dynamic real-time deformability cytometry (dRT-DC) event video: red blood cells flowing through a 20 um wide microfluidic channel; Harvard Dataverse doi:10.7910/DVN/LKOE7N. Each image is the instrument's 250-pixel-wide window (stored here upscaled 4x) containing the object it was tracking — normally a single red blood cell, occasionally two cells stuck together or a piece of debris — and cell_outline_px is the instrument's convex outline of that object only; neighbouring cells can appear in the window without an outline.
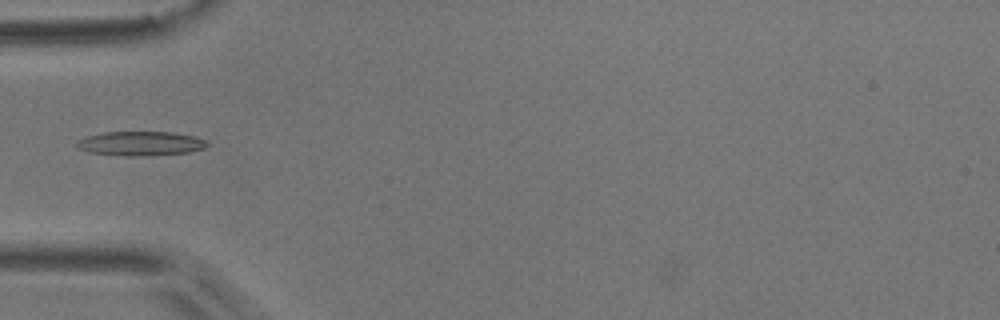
{"species": "common noctule bat (a hibernating species)", "species_latin": "Nyctalus noctula", "temperature_condition": "room temperature", "stored_images_in_passage": 2, "camera_frame_rate_fps": 3000, "um_per_image_px": 0.085, "animal": {"sex": "male", "body_mass_g": 17.9}, "frame": {"image": 1, "passage_image": 2, "time_ms": 0.333, "image_size_px": [1000, 320], "cell_outline_px": [[208, 144], [204, 148], [188, 152], [144, 156], [128, 156], [88, 152], [80, 148], [76, 144], [76, 140], [88, 136], [104, 132], [172, 132], [192, 136], [208, 140]], "centroid_in_image_um": [11.96, 12.19], "position_along_channel_um": 73.0, "area_um2": 18.32}}